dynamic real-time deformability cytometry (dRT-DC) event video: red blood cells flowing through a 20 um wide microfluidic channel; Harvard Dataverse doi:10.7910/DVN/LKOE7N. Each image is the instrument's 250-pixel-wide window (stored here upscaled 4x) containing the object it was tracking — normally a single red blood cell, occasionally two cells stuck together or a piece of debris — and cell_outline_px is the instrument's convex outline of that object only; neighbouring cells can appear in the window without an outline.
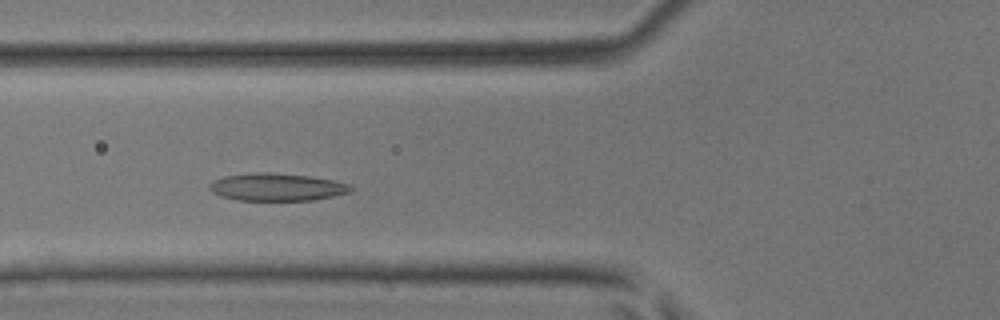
{"species": "common noctule bat (a hibernating species)", "species_latin": "Nyctalus noctula", "temperature_condition": "room temperature", "stored_images_in_passage": 43, "camera_frame_rate_fps": 3000, "um_per_image_px": 0.085, "animal": {"sex": "male", "body_mass_g": 17.9, "forearm_length_mm": 54.2}, "frame": {"image": 1, "passage_image": 14, "time_ms": 4.333, "image_size_px": [1000, 320], "cell_outline_px": [[356, 188], [352, 192], [312, 200], [236, 200], [220, 196], [212, 192], [208, 188], [212, 180], [224, 176], [256, 172], [308, 176], [336, 180], [348, 184]], "centroid_in_image_um": [23.54, 15.91], "position_along_channel_um": 102.3, "area_um2": 22.66}}
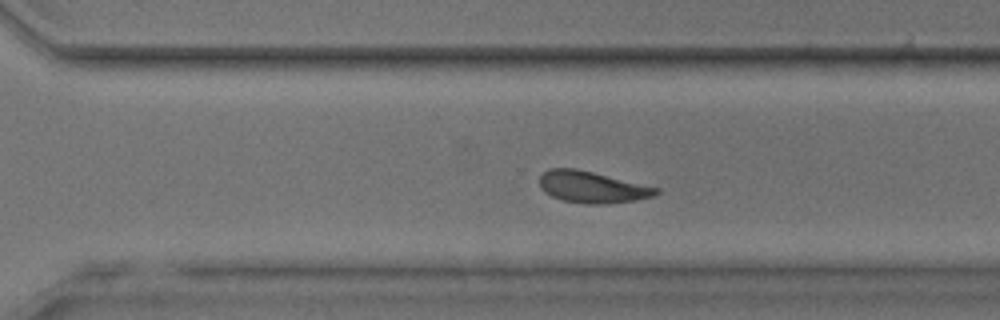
{"frame": {"image": 2, "passage_image": 29, "time_ms": 9.333, "image_size_px": [1000, 320], "cell_outline_px": [[660, 192], [652, 196], [636, 200], [604, 204], [588, 204], [564, 200], [552, 196], [544, 192], [540, 188], [540, 176], [548, 168], [576, 168], [660, 188]], "centroid_in_image_um": [50.32, 15.9], "position_along_channel_um": 320.3, "area_um2": 21.33}}
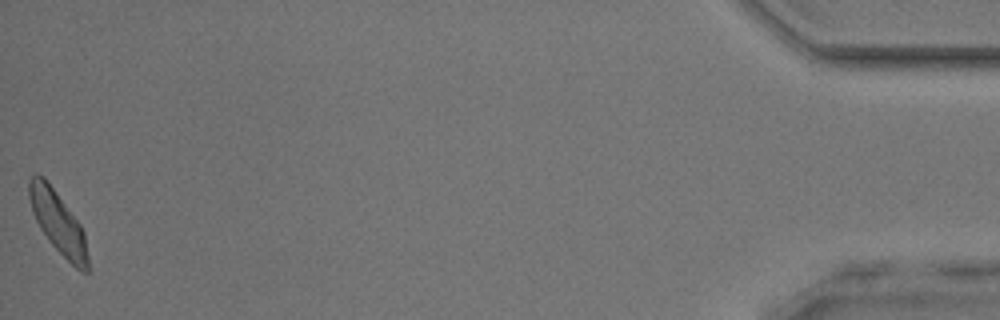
{"frame": {"image": 3, "passage_image": 43, "time_ms": 14.0, "image_size_px": [1000, 320], "cell_outline_px": [[88, 272], [80, 272], [52, 244], [40, 228], [32, 212], [28, 196], [28, 180], [36, 172], [44, 176], [80, 224], [84, 232], [88, 256]], "centroid_in_image_um": [4.91, 18.87], "position_along_channel_um": 430.3, "area_um2": 21.1}}